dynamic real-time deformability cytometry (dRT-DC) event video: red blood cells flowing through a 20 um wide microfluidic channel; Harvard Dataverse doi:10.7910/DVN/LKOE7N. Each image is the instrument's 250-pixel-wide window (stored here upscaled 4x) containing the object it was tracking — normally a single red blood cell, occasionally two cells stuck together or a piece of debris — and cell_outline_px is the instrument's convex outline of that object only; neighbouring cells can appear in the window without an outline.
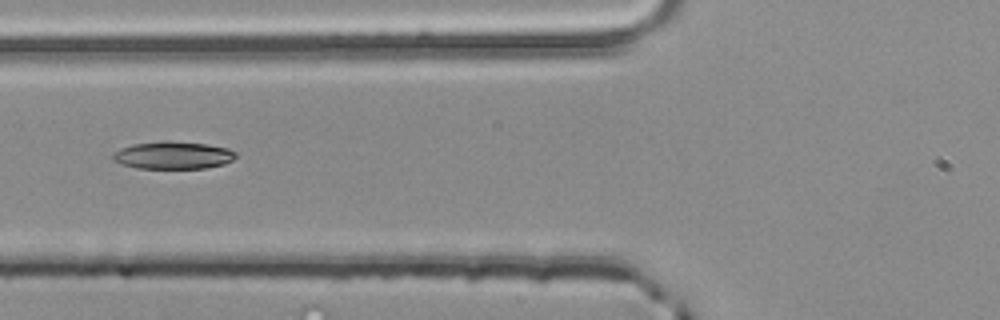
{"species": "common noctule bat (a hibernating species)", "species_latin": "Nyctalus noctula", "temperature_condition": "room temperature", "stored_images_in_passage": 4, "camera_frame_rate_fps": 3000, "um_per_image_px": 0.085, "animal": {"sex": "male", "body_mass_g": 20.4}, "frame": {"image": 1, "passage_image": 4, "time_ms": 1.0, "image_size_px": [1000, 320], "cell_outline_px": [[236, 156], [232, 160], [224, 164], [204, 168], [136, 168], [120, 164], [112, 160], [112, 156], [120, 148], [132, 144], [160, 140], [168, 140], [208, 144], [228, 148], [236, 152]], "centroid_in_image_um": [14.69, 13.18], "position_along_channel_um": 111.1, "area_um2": 19.94}}